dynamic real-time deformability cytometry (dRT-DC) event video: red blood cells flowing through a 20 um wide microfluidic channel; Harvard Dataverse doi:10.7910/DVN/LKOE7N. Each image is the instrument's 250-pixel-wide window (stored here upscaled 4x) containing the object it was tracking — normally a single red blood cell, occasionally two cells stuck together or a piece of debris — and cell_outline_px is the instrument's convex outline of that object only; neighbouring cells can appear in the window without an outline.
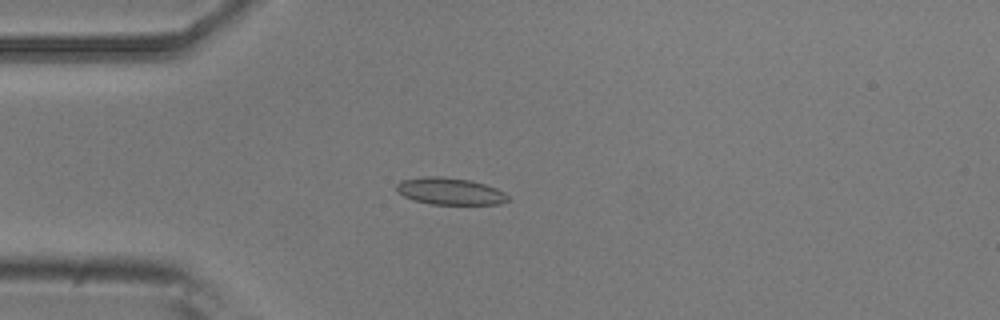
{"species": "common noctule bat (a hibernating species)", "species_latin": "Nyctalus noctula", "temperature_condition": "room temperature", "stored_images_in_passage": 5, "camera_frame_rate_fps": 3000, "um_per_image_px": 0.085, "animal": {"sex": "male", "body_mass_g": 20.5, "forearm_length_mm": 52.5}, "frame": {"image": 1, "passage_image": 4, "time_ms": 1.0, "image_size_px": [1000, 320], "cell_outline_px": [[508, 200], [500, 204], [432, 204], [412, 200], [396, 192], [396, 184], [400, 180], [424, 176], [436, 176], [468, 180], [484, 184], [496, 188], [504, 192], [508, 196]], "centroid_in_image_um": [38.19, 16.26], "position_along_channel_um": 46.8, "area_um2": 17.46}}